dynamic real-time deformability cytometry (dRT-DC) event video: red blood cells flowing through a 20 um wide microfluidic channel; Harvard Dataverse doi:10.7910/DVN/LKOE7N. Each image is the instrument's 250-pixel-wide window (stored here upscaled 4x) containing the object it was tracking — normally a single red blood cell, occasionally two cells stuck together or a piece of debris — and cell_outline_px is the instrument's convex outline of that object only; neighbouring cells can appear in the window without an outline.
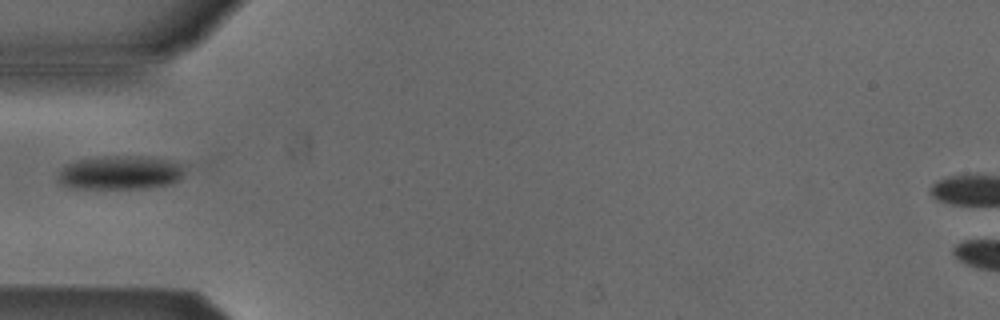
{"species": "Egyptian fruit bat (a non-hibernating species)", "species_latin": "Rousettus aegyptiacus", "temperature_condition": "cold", "stored_images_in_passage": 6, "camera_frame_rate_fps": 3000, "um_per_image_px": 0.085, "animal": {"sex": "male"}, "frame": {"image": 1, "passage_image": 6, "time_ms": 1.667, "image_size_px": [1000, 320], "cell_outline_px": [[184, 176], [180, 180], [172, 184], [148, 188], [72, 188], [60, 184], [56, 180], [56, 176], [64, 164], [76, 160], [104, 156], [140, 156], [168, 160], [184, 164]], "centroid_in_image_um": [10.21, 14.68], "position_along_channel_um": 74.8, "area_um2": 25.43}}